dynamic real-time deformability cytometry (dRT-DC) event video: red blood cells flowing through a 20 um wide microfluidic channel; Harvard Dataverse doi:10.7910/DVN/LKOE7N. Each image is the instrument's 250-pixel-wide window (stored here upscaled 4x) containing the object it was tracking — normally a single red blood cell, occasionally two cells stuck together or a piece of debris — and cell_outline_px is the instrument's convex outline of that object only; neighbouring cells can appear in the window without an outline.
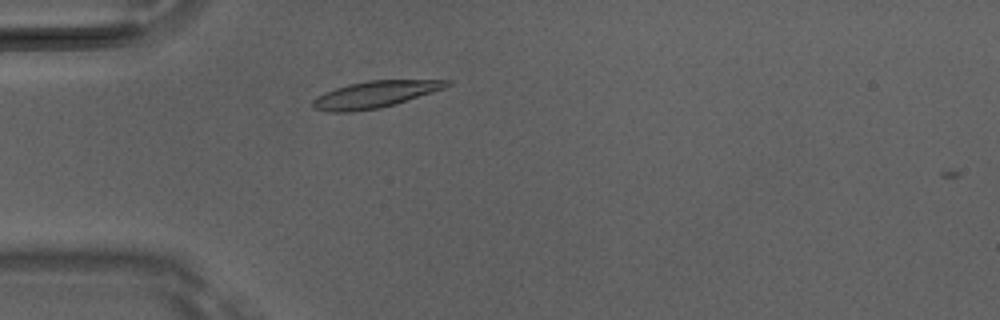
{"species": "Egyptian fruit bat (a non-hibernating species)", "species_latin": "Rousettus aegyptiacus", "temperature_condition": "room temperature", "stored_images_in_passage": 2, "camera_frame_rate_fps": 3000, "um_per_image_px": 0.085, "animal": {"sex": "male"}, "frame": {"image": 1, "passage_image": 1, "time_ms": 0.0, "image_size_px": [1000, 320], "cell_outline_px": [[452, 84], [444, 88], [396, 104], [380, 108], [348, 112], [328, 112], [312, 108], [312, 100], [316, 96], [324, 92], [348, 84], [368, 80], [452, 80]], "centroid_in_image_um": [31.84, 8.03], "position_along_channel_um": 53.2, "area_um2": 20.92}}